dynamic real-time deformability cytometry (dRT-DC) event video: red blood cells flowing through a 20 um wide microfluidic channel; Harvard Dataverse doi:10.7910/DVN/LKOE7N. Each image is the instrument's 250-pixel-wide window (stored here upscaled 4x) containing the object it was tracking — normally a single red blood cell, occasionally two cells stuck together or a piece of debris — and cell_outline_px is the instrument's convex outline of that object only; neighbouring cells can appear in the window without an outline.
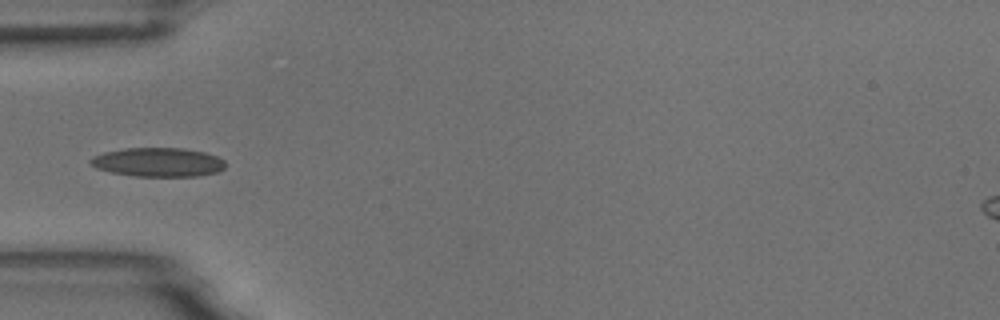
{"species": "common noctule bat (a hibernating species)", "species_latin": "Nyctalus noctula", "temperature_condition": "room temperature", "stored_images_in_passage": 4, "camera_frame_rate_fps": 3000, "um_per_image_px": 0.085, "animal": {"sex": "male", "body_mass_g": 18.8}, "frame": {"image": 1, "passage_image": 1, "time_ms": 0.0, "image_size_px": [1000, 320], "cell_outline_px": [[224, 168], [216, 172], [200, 176], [136, 176], [112, 172], [96, 168], [88, 160], [92, 156], [104, 152], [124, 148], [184, 148], [204, 152], [216, 156], [224, 160]], "centroid_in_image_um": [13.42, 13.78], "position_along_channel_um": 71.6, "area_um2": 22.72}}